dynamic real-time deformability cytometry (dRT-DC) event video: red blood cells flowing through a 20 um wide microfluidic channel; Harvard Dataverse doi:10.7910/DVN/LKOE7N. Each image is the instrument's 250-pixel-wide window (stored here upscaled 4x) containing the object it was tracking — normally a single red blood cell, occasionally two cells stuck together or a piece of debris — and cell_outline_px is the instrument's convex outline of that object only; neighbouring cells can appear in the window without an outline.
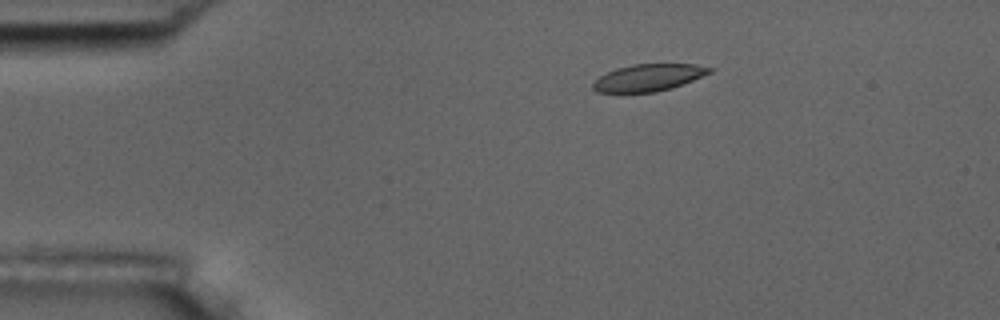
{"species": "common noctule bat (a hibernating species)", "species_latin": "Nyctalus noctula", "temperature_condition": "room temperature", "stored_images_in_passage": 4, "camera_frame_rate_fps": 3000, "um_per_image_px": 0.085, "animal": {"sex": "male", "body_mass_g": 17.5, "forearm_length_mm": 52.3}, "frame": {"image": 1, "passage_image": 3, "time_ms": 2.333, "image_size_px": [1000, 320], "cell_outline_px": [[716, 68], [712, 72], [672, 88], [656, 92], [596, 92], [592, 88], [592, 84], [600, 76], [616, 68], [632, 64], [696, 64]], "centroid_in_image_um": [55.15, 6.59], "position_along_channel_um": 29.9, "area_um2": 18.32}}